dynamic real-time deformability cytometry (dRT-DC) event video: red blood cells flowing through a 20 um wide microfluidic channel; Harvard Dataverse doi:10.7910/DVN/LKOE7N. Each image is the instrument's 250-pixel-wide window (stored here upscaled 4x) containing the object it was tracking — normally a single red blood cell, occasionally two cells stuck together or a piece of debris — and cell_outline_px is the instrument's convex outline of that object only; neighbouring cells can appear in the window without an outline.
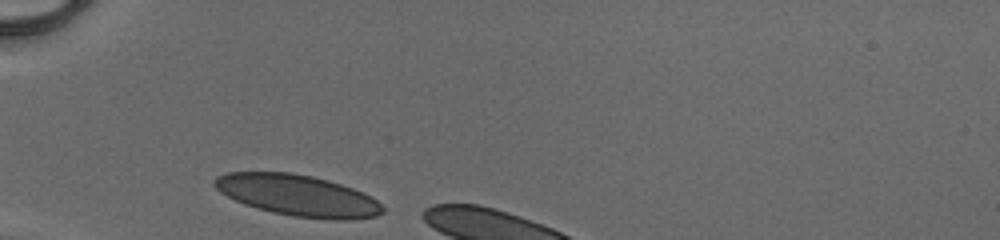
{"species": "human", "species_latin": "Homo sapiens", "temperature_condition": "cold", "stored_images_in_passage": 4, "camera_frame_rate_fps": 3000, "um_per_image_px": 0.085, "donor": {"sex": "male"}, "frame": {"image": 1, "passage_image": 1, "time_ms": 0.0, "image_size_px": [1000, 240], "cell_outline_px": [[384, 212], [376, 216], [348, 220], [336, 220], [292, 216], [272, 212], [244, 204], [220, 192], [212, 184], [212, 180], [216, 176], [228, 172], [292, 172], [312, 176], [328, 180], [352, 188], [372, 196], [384, 208]], "centroid_in_image_um": [25.3, 16.6], "position_along_channel_um": 59.7, "area_um2": 40.4}}